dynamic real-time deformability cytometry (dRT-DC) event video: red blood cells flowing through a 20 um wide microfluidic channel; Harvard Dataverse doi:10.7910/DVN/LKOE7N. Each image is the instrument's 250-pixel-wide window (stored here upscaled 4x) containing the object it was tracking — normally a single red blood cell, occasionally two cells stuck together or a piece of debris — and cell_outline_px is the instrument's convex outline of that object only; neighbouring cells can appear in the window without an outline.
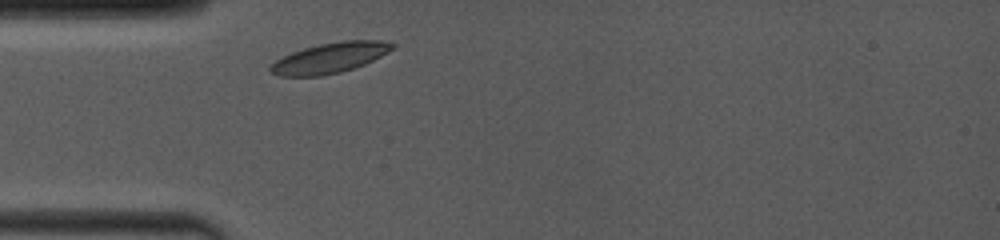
{"species": "common noctule bat (a hibernating species)", "species_latin": "Nyctalus noctula", "temperature_condition": "room temperature", "stored_images_in_passage": 1, "camera_frame_rate_fps": 4000, "um_per_image_px": 0.085, "animal": {"sex": "female", "body_mass_g": 19.0, "forearm_length_mm": 53.3}, "frame": {"image": 1, "passage_image": 1, "time_ms": 0.0, "image_size_px": [1000, 240], "cell_outline_px": [[396, 48], [364, 64], [340, 72], [320, 76], [280, 76], [272, 72], [268, 68], [276, 60], [292, 52], [304, 48], [320, 44], [340, 40], [380, 40], [396, 44]], "centroid_in_image_um": [28.06, 4.91], "position_along_channel_um": 56.9, "area_um2": 21.39}}